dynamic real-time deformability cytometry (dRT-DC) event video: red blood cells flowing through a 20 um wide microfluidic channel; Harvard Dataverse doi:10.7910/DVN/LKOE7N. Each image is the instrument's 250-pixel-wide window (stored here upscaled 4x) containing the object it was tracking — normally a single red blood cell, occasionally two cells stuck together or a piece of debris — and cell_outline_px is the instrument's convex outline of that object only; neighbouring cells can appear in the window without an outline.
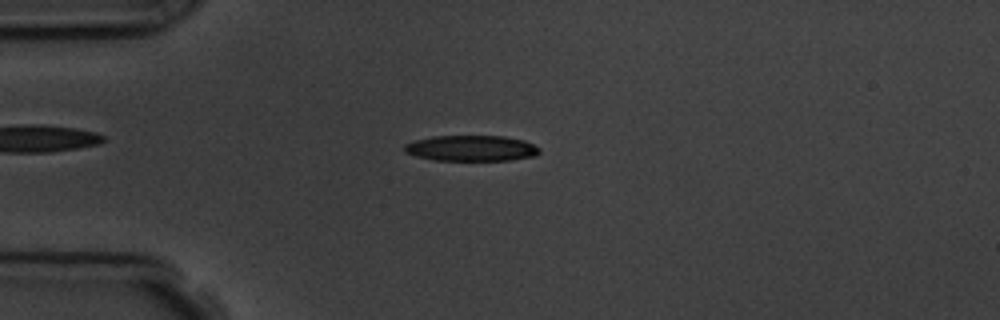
{"species": "common noctule bat (a hibernating species)", "species_latin": "Nyctalus noctula", "temperature_condition": "room temperature", "stored_images_in_passage": 6, "camera_frame_rate_fps": 3000, "um_per_image_px": 0.085, "animal": {"sex": "male", "body_mass_g": 19.5, "forearm_length_mm": 54.6}, "frame": {"image": 1, "passage_image": 4, "time_ms": 3.333, "image_size_px": [1000, 320], "cell_outline_px": [[540, 152], [536, 156], [508, 160], [432, 160], [416, 156], [404, 152], [404, 144], [416, 140], [432, 136], [504, 136], [524, 140], [540, 148]], "centroid_in_image_um": [40.06, 12.6], "position_along_channel_um": 44.9, "area_um2": 20.29}}